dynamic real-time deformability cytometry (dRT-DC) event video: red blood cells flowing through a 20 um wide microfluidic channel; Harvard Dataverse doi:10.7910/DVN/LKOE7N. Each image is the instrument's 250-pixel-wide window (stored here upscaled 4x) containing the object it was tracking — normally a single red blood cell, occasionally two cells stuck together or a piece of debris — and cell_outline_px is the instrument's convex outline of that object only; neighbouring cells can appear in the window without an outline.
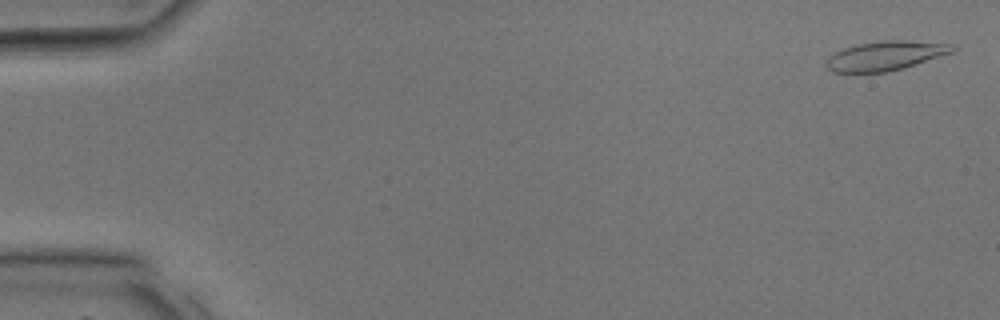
{"species": "common noctule bat (a hibernating species)", "species_latin": "Nyctalus noctula", "temperature_condition": "room temperature", "stored_images_in_passage": 9, "camera_frame_rate_fps": 3000, "um_per_image_px": 0.085, "animal": {"sex": "male", "body_mass_g": 17.9, "forearm_length_mm": 54.2}, "frame": {"image": 1, "passage_image": 1, "time_ms": 0.0, "image_size_px": [1000, 320], "cell_outline_px": [[956, 48], [952, 52], [904, 68], [888, 72], [832, 72], [824, 64], [828, 56], [844, 48], [856, 44], [884, 40], [908, 40], [952, 44]], "centroid_in_image_um": [75.23, 4.73], "position_along_channel_um": 9.8, "area_um2": 21.56}}